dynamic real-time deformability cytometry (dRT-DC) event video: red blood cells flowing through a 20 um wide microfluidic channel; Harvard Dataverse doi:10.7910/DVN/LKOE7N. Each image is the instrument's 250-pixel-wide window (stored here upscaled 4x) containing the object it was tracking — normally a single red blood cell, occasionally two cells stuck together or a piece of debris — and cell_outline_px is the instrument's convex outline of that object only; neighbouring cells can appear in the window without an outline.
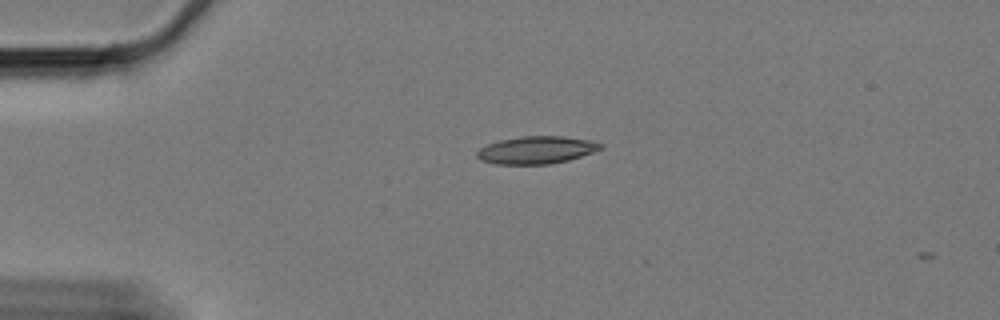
{"species": "Egyptian fruit bat (a non-hibernating species)", "species_latin": "Rousettus aegyptiacus", "temperature_condition": "cold", "stored_images_in_passage": 2, "camera_frame_rate_fps": 3000, "um_per_image_px": 0.085, "animal": {"sex": "female"}, "frame": {"image": 1, "passage_image": 1, "time_ms": 0.0, "image_size_px": [1000, 320], "cell_outline_px": [[604, 148], [568, 160], [548, 164], [496, 164], [480, 160], [476, 156], [476, 152], [480, 148], [488, 144], [500, 140], [524, 136], [564, 136], [592, 140], [604, 144]], "centroid_in_image_um": [45.61, 12.74], "position_along_channel_um": 39.4, "area_um2": 19.83}}